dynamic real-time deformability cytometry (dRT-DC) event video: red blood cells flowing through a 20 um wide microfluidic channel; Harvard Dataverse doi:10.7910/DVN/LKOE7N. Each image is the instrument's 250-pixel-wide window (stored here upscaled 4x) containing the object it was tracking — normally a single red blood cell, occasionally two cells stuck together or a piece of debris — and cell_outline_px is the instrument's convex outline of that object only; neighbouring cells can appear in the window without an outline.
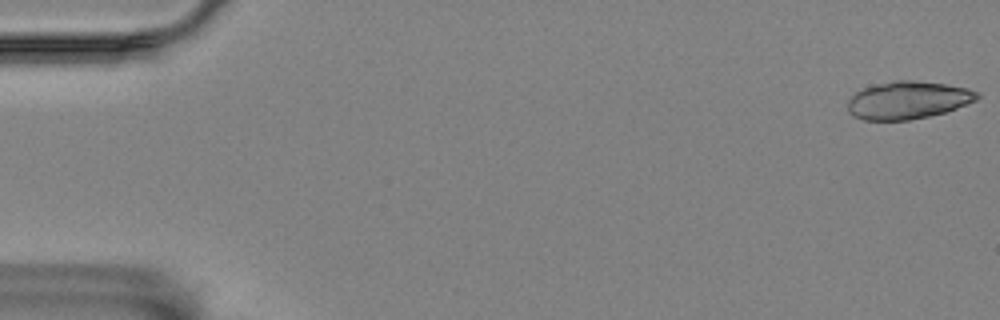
{"species": "Egyptian fruit bat (a non-hibernating species)", "species_latin": "Rousettus aegyptiacus", "temperature_condition": "room temperature", "stored_images_in_passage": 5, "camera_frame_rate_fps": 3000, "um_per_image_px": 0.085, "animal": {"sex": "female"}, "frame": {"image": 1, "passage_image": 1, "time_ms": 0.0, "image_size_px": [1000, 320], "cell_outline_px": [[980, 96], [976, 100], [956, 108], [944, 112], [928, 116], [908, 120], [864, 120], [852, 116], [848, 112], [848, 100], [856, 92], [864, 88], [896, 80], [912, 80], [944, 84], [968, 88], [976, 92]], "centroid_in_image_um": [77.15, 8.52], "position_along_channel_um": 7.9, "area_um2": 28.09}}
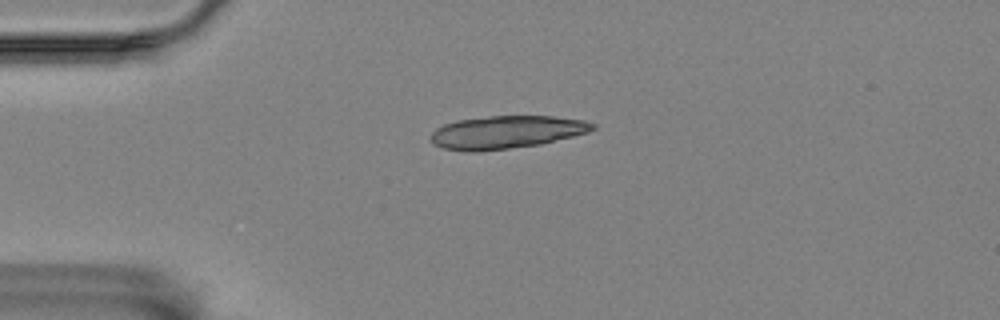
{"frame": {"image": 2, "passage_image": 4, "time_ms": 4.333, "image_size_px": [1000, 320], "cell_outline_px": [[596, 128], [588, 132], [540, 144], [480, 152], [468, 152], [444, 148], [432, 144], [432, 132], [436, 128], [444, 124], [456, 120], [488, 116], [552, 116], [584, 120], [596, 124]], "centroid_in_image_um": [43.02, 11.23], "position_along_channel_um": 42.0, "area_um2": 30.98}}